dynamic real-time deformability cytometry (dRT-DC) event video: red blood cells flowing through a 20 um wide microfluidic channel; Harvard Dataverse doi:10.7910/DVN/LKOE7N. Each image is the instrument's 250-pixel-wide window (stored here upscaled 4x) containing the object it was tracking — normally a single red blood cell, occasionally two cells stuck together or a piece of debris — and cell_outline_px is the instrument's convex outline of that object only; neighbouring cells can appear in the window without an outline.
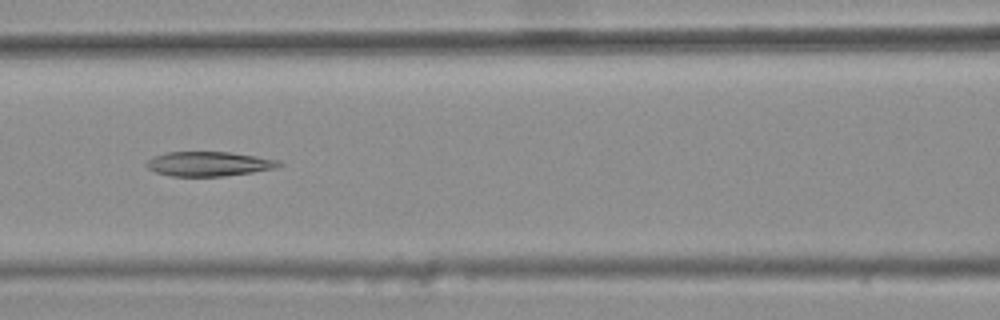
{"species": "common noctule bat (a hibernating species)", "species_latin": "Nyctalus noctula", "temperature_condition": "warm", "stored_images_in_passage": 7, "camera_frame_rate_fps": 3000, "um_per_image_px": 0.085, "animal": {"sex": "female", "body_mass_g": 25.1}, "frame": {"image": 1, "passage_image": 7, "time_ms": 2.0, "image_size_px": [1000, 320], "cell_outline_px": [[284, 164], [276, 168], [252, 172], [224, 176], [172, 176], [156, 172], [148, 168], [144, 164], [152, 156], [168, 152], [228, 152], [256, 156], [280, 160]], "centroid_in_image_um": [17.76, 13.92], "position_along_channel_um": 148.8, "area_um2": 18.96}}